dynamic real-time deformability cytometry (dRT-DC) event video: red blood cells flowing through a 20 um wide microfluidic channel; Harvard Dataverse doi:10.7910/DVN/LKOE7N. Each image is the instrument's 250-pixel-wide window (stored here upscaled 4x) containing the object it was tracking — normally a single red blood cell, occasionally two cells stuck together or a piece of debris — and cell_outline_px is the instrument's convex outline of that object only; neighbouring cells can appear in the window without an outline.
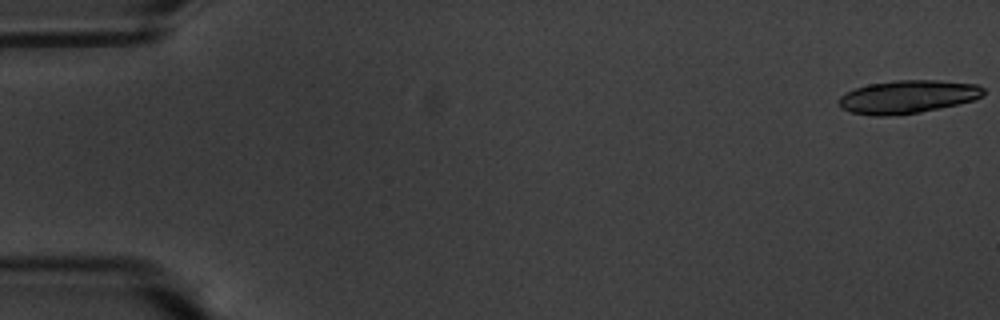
{"species": "common noctule bat (a hibernating species)", "species_latin": "Nyctalus noctula", "temperature_condition": "warm", "stored_images_in_passage": 21, "camera_frame_rate_fps": 3000, "um_per_image_px": 0.085, "animal": {"sex": "male", "body_mass_g": 20.1, "forearm_length_mm": 53.5}, "frame": {"image": 1, "passage_image": 1, "time_ms": 0.0, "image_size_px": [1000, 320], "cell_outline_px": [[984, 92], [980, 96], [972, 100], [940, 108], [920, 112], [884, 116], [872, 116], [852, 112], [840, 108], [840, 96], [844, 92], [868, 84], [896, 80], [936, 80], [976, 84], [984, 88]], "centroid_in_image_um": [77.11, 8.22], "position_along_channel_um": 7.9, "area_um2": 27.69}}